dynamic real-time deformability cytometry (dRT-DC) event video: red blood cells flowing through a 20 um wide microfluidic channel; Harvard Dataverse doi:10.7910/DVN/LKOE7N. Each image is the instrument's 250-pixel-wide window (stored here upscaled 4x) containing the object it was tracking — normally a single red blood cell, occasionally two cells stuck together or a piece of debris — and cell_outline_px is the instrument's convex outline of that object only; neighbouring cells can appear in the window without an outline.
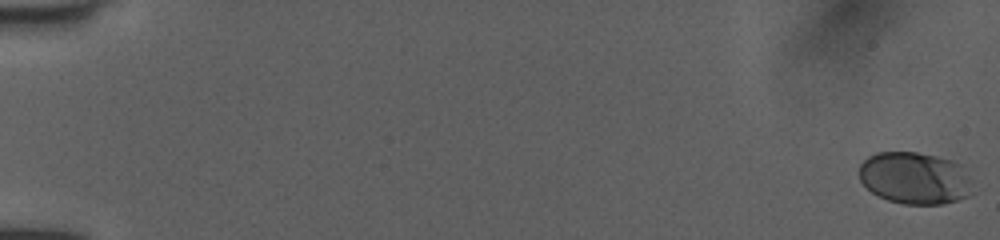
{"species": "human", "species_latin": "Homo sapiens", "temperature_condition": "room temperature", "stored_images_in_passage": 53, "camera_frame_rate_fps": 3000, "um_per_image_px": 0.085, "donor": {"sex": "female"}, "frame": {"image": 1, "passage_image": 1, "time_ms": 0.0, "image_size_px": [1000, 240], "cell_outline_px": [[968, 196], [944, 204], [904, 204], [888, 200], [872, 192], [860, 180], [860, 164], [868, 156], [876, 152], [916, 152], [936, 156], [952, 160], [960, 164], [968, 176]], "centroid_in_image_um": [77.71, 15.12], "position_along_channel_um": 7.3, "area_um2": 33.99}}
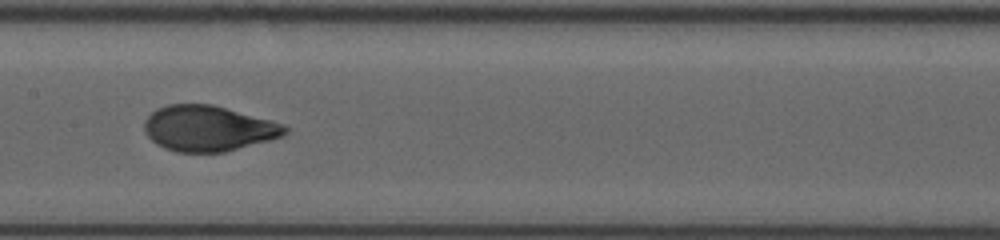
{"frame": {"image": 2, "passage_image": 29, "time_ms": 9.333, "image_size_px": [1000, 240], "cell_outline_px": [[288, 132], [284, 136], [272, 140], [224, 152], [176, 152], [164, 148], [156, 144], [144, 132], [144, 120], [156, 108], [168, 104], [212, 104], [284, 124], [288, 128]], "centroid_in_image_um": [17.7, 10.92], "position_along_channel_um": 189.7, "area_um2": 37.51}}
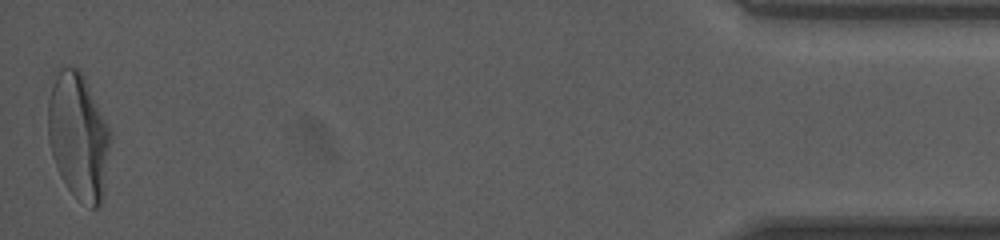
{"frame": {"image": 3, "passage_image": 53, "time_ms": 17.333, "image_size_px": [1000, 240], "cell_outline_px": [[112, 136], [104, 196], [100, 204], [96, 208], [92, 208], [76, 196], [68, 188], [60, 176], [52, 156], [48, 140], [48, 100], [52, 84], [60, 64], [80, 68], [84, 76]], "centroid_in_image_um": [6.66, 11.56], "position_along_channel_um": 428.5, "area_um2": 46.18}, "authors_computed_cell_mechanics": {"area_um2": 37.5122, "velocity_mm_per_s": 4.0061, "shape_relaxation_time_tau1_ms": 3.6471, "shape_relaxation_time_tau2_ms": null, "deformation_change_tau1": 0.1674, "deformation_change_tau2": null}}